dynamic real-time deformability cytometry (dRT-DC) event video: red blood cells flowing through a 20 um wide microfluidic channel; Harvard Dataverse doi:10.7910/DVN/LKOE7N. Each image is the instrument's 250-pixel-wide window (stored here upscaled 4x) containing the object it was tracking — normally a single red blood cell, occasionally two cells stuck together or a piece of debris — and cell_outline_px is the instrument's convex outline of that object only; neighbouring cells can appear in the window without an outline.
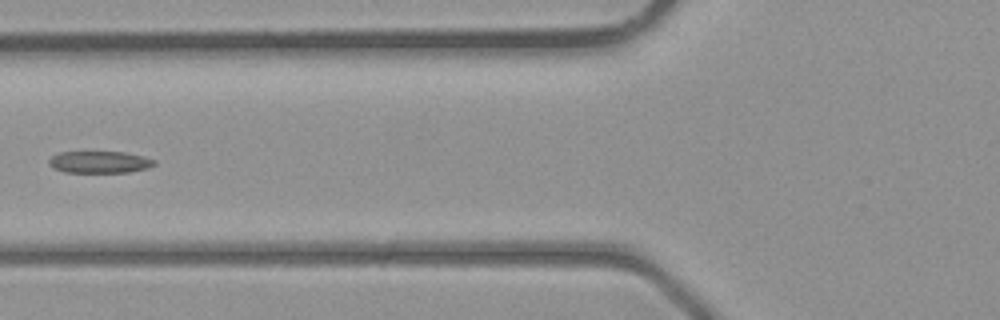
{"species": "common noctule bat (a hibernating species)", "species_latin": "Nyctalus noctula", "temperature_condition": "room temperature", "stored_images_in_passage": 5, "camera_frame_rate_fps": 3000, "um_per_image_px": 0.085, "animal": {"sex": "male", "body_mass_g": 23.1, "forearm_length_mm": 52.7}, "frame": {"image": 1, "passage_image": 5, "time_ms": 4.667, "image_size_px": [1000, 320], "cell_outline_px": [[156, 164], [148, 168], [128, 172], [64, 172], [52, 168], [48, 164], [48, 160], [52, 156], [60, 152], [124, 152], [144, 156], [156, 160]], "centroid_in_image_um": [8.46, 13.77], "position_along_channel_um": 117.3, "area_um2": 13.53}}